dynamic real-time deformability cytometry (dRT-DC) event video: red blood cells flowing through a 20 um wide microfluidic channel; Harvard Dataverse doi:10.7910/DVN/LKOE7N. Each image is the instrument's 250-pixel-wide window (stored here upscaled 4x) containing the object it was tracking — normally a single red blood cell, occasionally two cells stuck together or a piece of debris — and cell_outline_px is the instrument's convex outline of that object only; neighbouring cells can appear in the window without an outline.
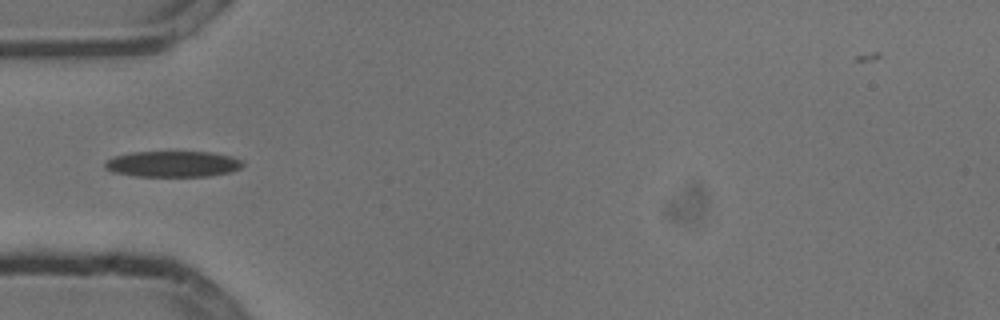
{"species": "common noctule bat (a hibernating species)", "species_latin": "Nyctalus noctula", "temperature_condition": "cold", "stored_images_in_passage": 4, "camera_frame_rate_fps": 3000, "um_per_image_px": 0.085, "animal": {"sex": "male", "body_mass_g": 13.3}, "frame": {"image": 1, "passage_image": 3, "time_ms": 0.667, "image_size_px": [1000, 320], "cell_outline_px": [[244, 164], [240, 168], [232, 172], [208, 176], [132, 176], [112, 172], [104, 168], [104, 164], [112, 156], [132, 152], [212, 152], [232, 156], [244, 160]], "centroid_in_image_um": [14.7, 13.94], "position_along_channel_um": 70.3, "area_um2": 21.1}}